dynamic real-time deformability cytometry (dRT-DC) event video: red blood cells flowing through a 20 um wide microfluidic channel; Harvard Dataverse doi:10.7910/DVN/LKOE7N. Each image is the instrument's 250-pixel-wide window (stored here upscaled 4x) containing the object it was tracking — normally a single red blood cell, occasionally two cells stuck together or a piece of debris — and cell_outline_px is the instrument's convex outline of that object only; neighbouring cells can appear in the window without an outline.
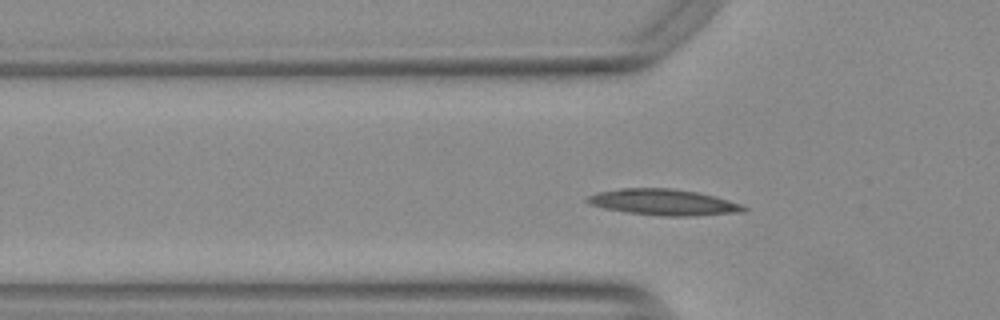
{"species": "Egyptian fruit bat (a non-hibernating species)", "species_latin": "Rousettus aegyptiacus", "temperature_condition": "warm", "stored_images_in_passage": 48, "camera_frame_rate_fps": 3000, "um_per_image_px": 0.085, "animal": {"sex": "female"}, "frame": {"image": 1, "passage_image": 10, "time_ms": 3.0, "image_size_px": [1000, 320], "cell_outline_px": [[748, 208], [744, 212], [692, 216], [664, 216], [624, 212], [604, 208], [588, 204], [584, 200], [588, 196], [596, 192], [620, 188], [672, 188], [696, 192], [728, 200], [740, 204]], "centroid_in_image_um": [56.34, 17.19], "position_along_channel_um": 69.5, "area_um2": 23.81}}
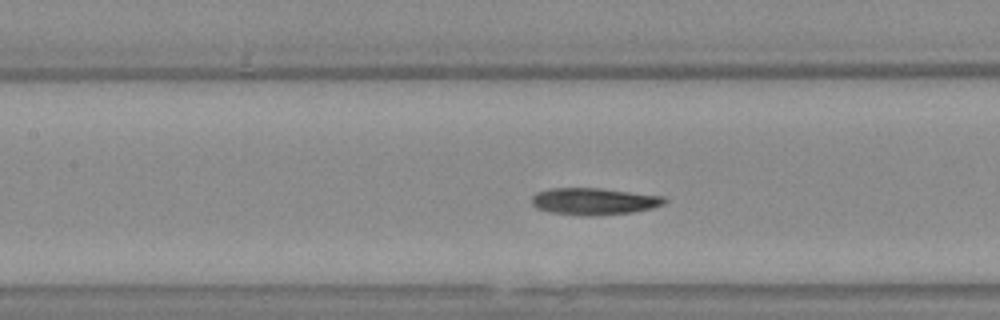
{"frame": {"image": 2, "passage_image": 17, "time_ms": 5.333, "image_size_px": [1000, 320], "cell_outline_px": [[668, 200], [664, 204], [652, 208], [632, 212], [596, 216], [584, 216], [548, 212], [536, 208], [532, 204], [532, 196], [536, 192], [548, 188], [600, 188], [664, 196]], "centroid_in_image_um": [50.47, 17.11], "position_along_channel_um": 156.9, "area_um2": 21.04}}
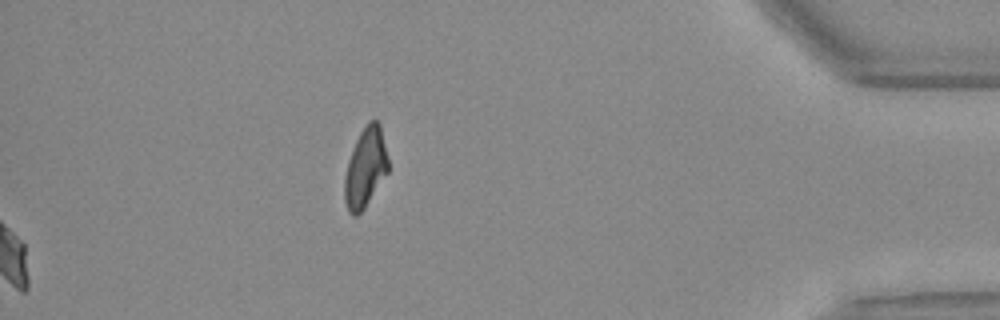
{"frame": {"image": 3, "passage_image": 48, "time_ms": 15.667, "image_size_px": [1000, 320], "cell_outline_px": [[388, 172], [364, 208], [356, 216], [352, 216], [348, 212], [344, 200], [344, 176], [348, 160], [352, 148], [360, 132], [368, 120], [376, 120], [380, 124], [388, 160]], "centroid_in_image_um": [31.04, 14.26], "position_along_channel_um": 404.2, "area_um2": 20.23}, "authors_computed_cell_mechanics": {"area_um2": 20.519, "velocity_mm_per_s": 3.7403, "shape_relaxation_time_tau1_ms": 6.2224, "shape_relaxation_time_tau2_ms": null, "deformation_change_tau1": 0.193, "deformation_change_tau2": null}}